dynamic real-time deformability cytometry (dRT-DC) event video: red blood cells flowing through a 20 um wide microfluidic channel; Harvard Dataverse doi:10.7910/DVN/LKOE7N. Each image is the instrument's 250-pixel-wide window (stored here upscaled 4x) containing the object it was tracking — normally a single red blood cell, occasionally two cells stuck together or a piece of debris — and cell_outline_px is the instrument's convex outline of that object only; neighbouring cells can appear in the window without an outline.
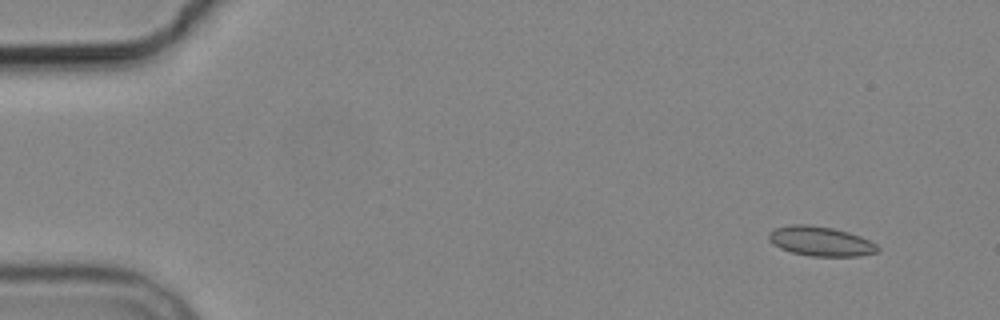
{"species": "common noctule bat (a hibernating species)", "species_latin": "Nyctalus noctula", "temperature_condition": "cold", "stored_images_in_passage": 5, "camera_frame_rate_fps": 3000, "um_per_image_px": 0.085, "animal": {"sex": "male", "body_mass_g": 19.2, "forearm_length_mm": 51.8}, "frame": {"image": 1, "passage_image": 1, "time_ms": 0.0, "image_size_px": [1000, 320], "cell_outline_px": [[880, 248], [876, 252], [860, 256], [808, 256], [792, 252], [780, 248], [772, 244], [768, 240], [768, 232], [776, 228], [792, 224], [808, 224], [832, 228], [848, 232], [860, 236], [876, 244]], "centroid_in_image_um": [69.72, 20.51], "position_along_channel_um": 15.3, "area_um2": 18.79}}
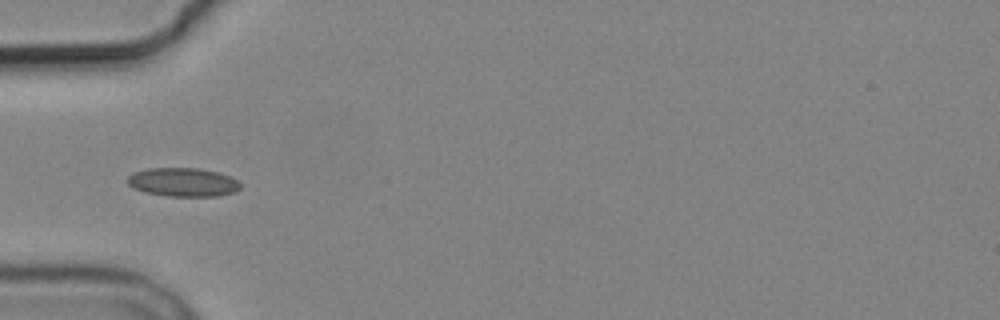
{"frame": {"image": 2, "passage_image": 5, "time_ms": 4.667, "image_size_px": [1000, 320], "cell_outline_px": [[240, 188], [232, 192], [216, 196], [164, 196], [144, 192], [132, 188], [128, 184], [128, 176], [132, 172], [148, 168], [200, 168], [216, 172], [228, 176], [236, 180], [240, 184]], "centroid_in_image_um": [15.48, 15.48], "position_along_channel_um": 69.5, "area_um2": 18.84}}